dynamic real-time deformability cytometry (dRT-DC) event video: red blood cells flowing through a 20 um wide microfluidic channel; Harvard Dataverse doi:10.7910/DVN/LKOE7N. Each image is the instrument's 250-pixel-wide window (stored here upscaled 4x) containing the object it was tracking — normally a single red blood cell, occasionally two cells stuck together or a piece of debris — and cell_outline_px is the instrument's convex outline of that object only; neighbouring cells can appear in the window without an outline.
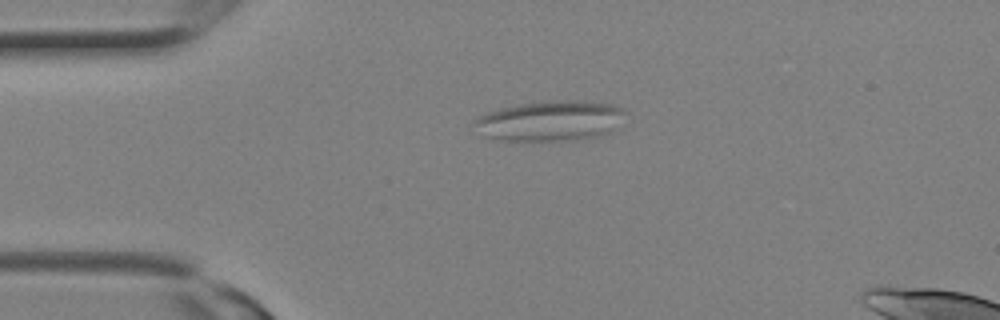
{"species": "Egyptian fruit bat (a non-hibernating species)", "species_latin": "Rousettus aegyptiacus", "temperature_condition": "room temperature", "stored_images_in_passage": 1, "camera_frame_rate_fps": 3000, "um_per_image_px": 0.085, "animal": {"sex": "female"}, "frame": {"image": 1, "passage_image": 1, "time_ms": 0.0, "image_size_px": [1000, 320], "cell_outline_px": [[628, 112], [608, 132], [600, 136], [584, 140], [500, 140], [484, 136], [472, 124], [472, 120], [476, 116], [500, 108], [520, 104], [544, 100], [592, 100], [612, 104]], "centroid_in_image_um": [46.75, 10.25], "position_along_channel_um": 38.3, "area_um2": 35.78}}